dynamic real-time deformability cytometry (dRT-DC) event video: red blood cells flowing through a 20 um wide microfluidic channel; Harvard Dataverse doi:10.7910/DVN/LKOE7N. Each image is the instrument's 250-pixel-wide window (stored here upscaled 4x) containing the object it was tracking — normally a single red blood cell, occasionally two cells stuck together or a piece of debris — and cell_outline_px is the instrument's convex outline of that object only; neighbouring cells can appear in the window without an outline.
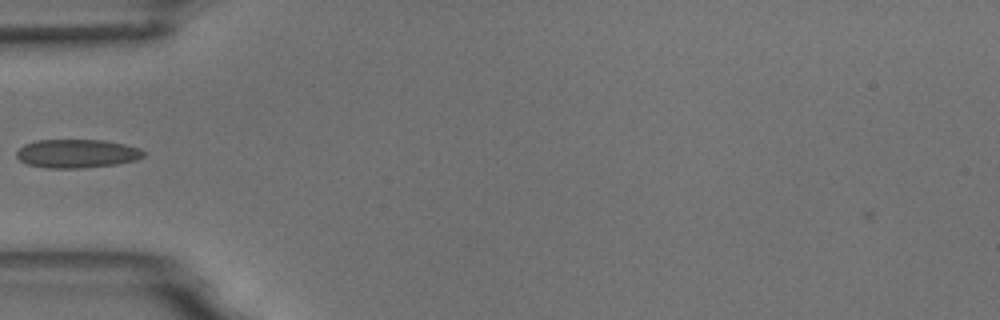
{"species": "common noctule bat (a hibernating species)", "species_latin": "Nyctalus noctula", "temperature_condition": "room temperature", "stored_images_in_passage": 1, "camera_frame_rate_fps": 3000, "um_per_image_px": 0.085, "animal": {"sex": "male", "body_mass_g": 18.8}, "frame": {"image": 1, "passage_image": 1, "time_ms": 0.0, "image_size_px": [1000, 320], "cell_outline_px": [[144, 156], [136, 160], [116, 164], [80, 168], [44, 168], [28, 164], [20, 160], [16, 156], [16, 152], [24, 144], [36, 140], [104, 140], [124, 144], [140, 148], [144, 152]], "centroid_in_image_um": [6.53, 13.05], "position_along_channel_um": 78.5, "area_um2": 21.15}}